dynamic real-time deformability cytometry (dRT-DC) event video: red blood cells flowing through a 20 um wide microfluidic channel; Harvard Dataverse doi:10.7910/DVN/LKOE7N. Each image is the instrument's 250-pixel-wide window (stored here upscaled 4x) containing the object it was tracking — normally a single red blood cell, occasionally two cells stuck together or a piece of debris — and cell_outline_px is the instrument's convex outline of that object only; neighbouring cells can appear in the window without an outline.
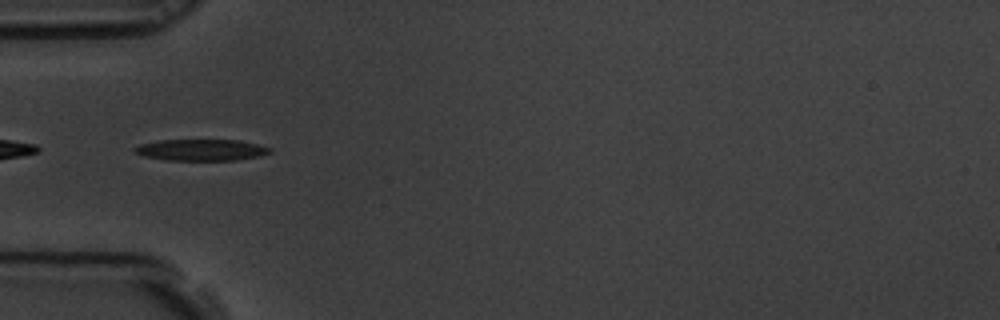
{"species": "common noctule bat (a hibernating species)", "species_latin": "Nyctalus noctula", "temperature_condition": "room temperature", "stored_images_in_passage": 40, "camera_frame_rate_fps": 3000, "um_per_image_px": 0.085, "animal": {"sex": "male", "body_mass_g": 19.5, "forearm_length_mm": 54.6}, "frame": {"image": 1, "passage_image": 1, "time_ms": 0.0, "image_size_px": [1000, 320], "cell_outline_px": [[272, 152], [260, 156], [236, 160], [164, 160], [144, 156], [136, 152], [132, 148], [140, 144], [156, 140], [240, 140], [272, 148]], "centroid_in_image_um": [17.1, 12.74], "position_along_channel_um": 67.9, "area_um2": 16.94}}
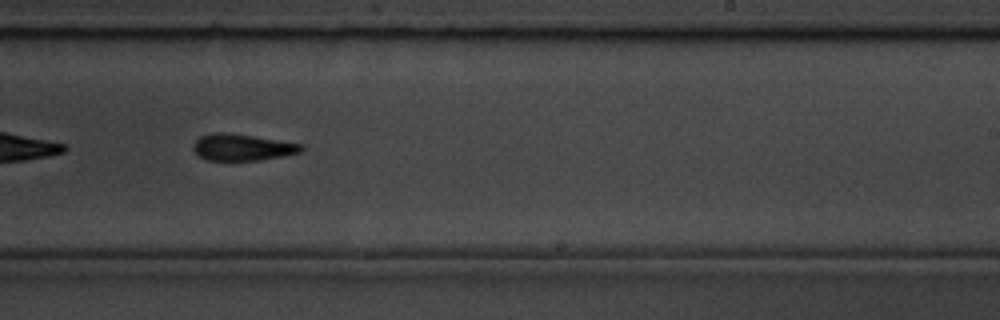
{"frame": {"image": 2, "passage_image": 18, "time_ms": 5.667, "image_size_px": [1000, 320], "cell_outline_px": [[304, 148], [300, 152], [260, 160], [208, 160], [200, 156], [192, 148], [192, 144], [200, 136], [212, 132], [224, 132], [252, 136], [300, 144]], "centroid_in_image_um": [20.52, 12.51], "position_along_channel_um": 268.5, "area_um2": 16.42}}
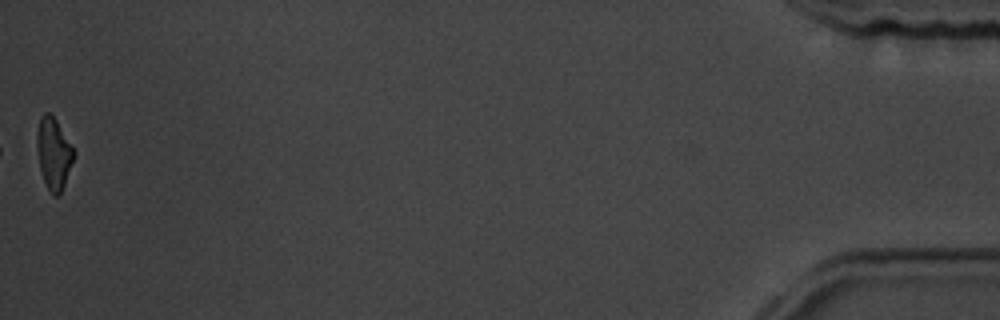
{"frame": {"image": 3, "passage_image": 40, "time_ms": 13.0, "image_size_px": [1000, 320], "cell_outline_px": [[76, 152], [64, 184], [60, 192], [56, 196], [52, 196], [44, 180], [40, 168], [36, 144], [36, 132], [40, 116], [44, 112], [48, 112], [56, 120]], "centroid_in_image_um": [4.54, 13.01], "position_along_channel_um": 430.7, "area_um2": 15.2}, "authors_computed_cell_mechanics": {"area_um2": 16.6753, "velocity_mm_per_s": 3.5402, "shape_relaxation_time_tau1_ms": 3.035, "shape_relaxation_time_tau2_ms": 7.8757, "deformation_change_tau1": 0.1543, "deformation_change_tau2": 0.1971}}